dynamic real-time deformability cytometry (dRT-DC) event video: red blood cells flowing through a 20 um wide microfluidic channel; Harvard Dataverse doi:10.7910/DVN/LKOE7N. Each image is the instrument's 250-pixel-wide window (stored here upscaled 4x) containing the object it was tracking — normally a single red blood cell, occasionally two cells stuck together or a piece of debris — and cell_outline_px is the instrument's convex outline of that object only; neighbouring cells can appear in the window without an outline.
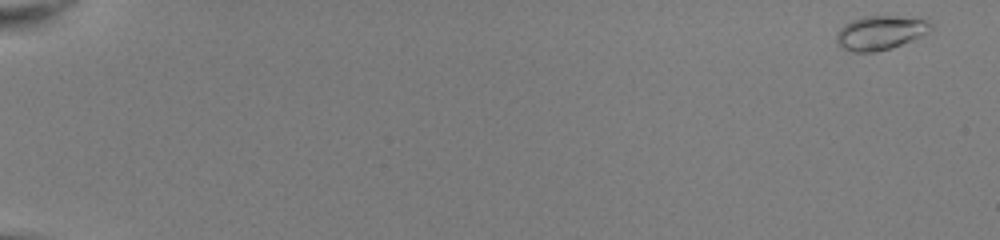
{"species": "common noctule bat (a hibernating species)", "species_latin": "Nyctalus noctula", "temperature_condition": "room temperature", "stored_images_in_passage": 52, "camera_frame_rate_fps": 3000, "um_per_image_px": 0.085, "animal": {"sex": "female", "body_mass_g": 22.0, "forearm_length_mm": 56.7}, "frame": {"image": 1, "passage_image": 1, "time_ms": 0.0, "image_size_px": [1000, 240], "cell_outline_px": [[932, 28], [920, 36], [912, 40], [892, 48], [876, 52], [852, 52], [840, 48], [836, 40], [836, 32], [844, 24], [852, 20], [864, 16], [896, 16], [924, 20], [932, 24]], "centroid_in_image_um": [74.75, 2.8], "position_along_channel_um": 10.2, "area_um2": 18.67}}
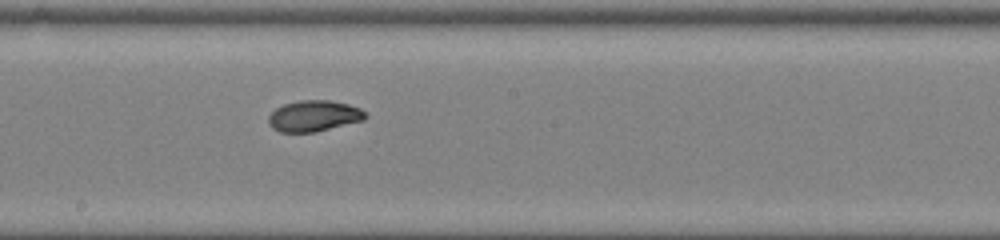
{"frame": {"image": 2, "passage_image": 31, "time_ms": 10.0, "image_size_px": [1000, 240], "cell_outline_px": [[368, 116], [364, 120], [316, 132], [280, 132], [272, 128], [268, 124], [268, 116], [276, 108], [284, 104], [300, 100], [332, 100], [348, 104], [360, 108]], "centroid_in_image_um": [26.68, 9.86], "position_along_channel_um": 221.5, "area_um2": 17.63}}
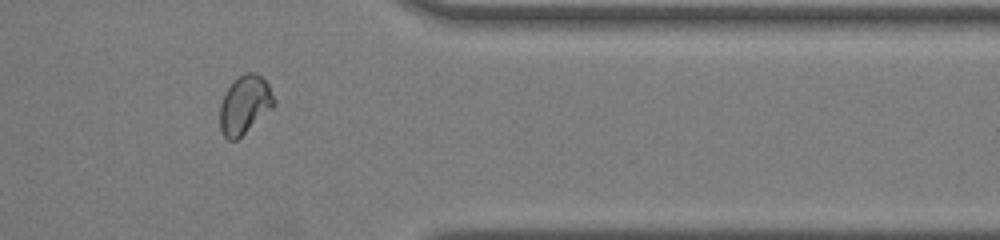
{"frame": {"image": 3, "passage_image": 44, "time_ms": 14.333, "image_size_px": [1000, 240], "cell_outline_px": [[276, 104], [272, 108], [236, 140], [228, 140], [224, 136], [220, 128], [220, 104], [232, 80], [244, 72], [256, 72], [268, 84], [276, 100]], "centroid_in_image_um": [20.8, 8.87], "position_along_channel_um": 390.6, "area_um2": 18.32}, "authors_computed_cell_mechanics": {"area_um2": 17.629, "velocity_mm_per_s": 4.0581, "shape_relaxation_time_tau1_ms": 4.4083, "shape_relaxation_time_tau2_ms": 1.0272, "deformation_change_tau1": 0.1383, "deformation_change_tau2": 0.0498}}